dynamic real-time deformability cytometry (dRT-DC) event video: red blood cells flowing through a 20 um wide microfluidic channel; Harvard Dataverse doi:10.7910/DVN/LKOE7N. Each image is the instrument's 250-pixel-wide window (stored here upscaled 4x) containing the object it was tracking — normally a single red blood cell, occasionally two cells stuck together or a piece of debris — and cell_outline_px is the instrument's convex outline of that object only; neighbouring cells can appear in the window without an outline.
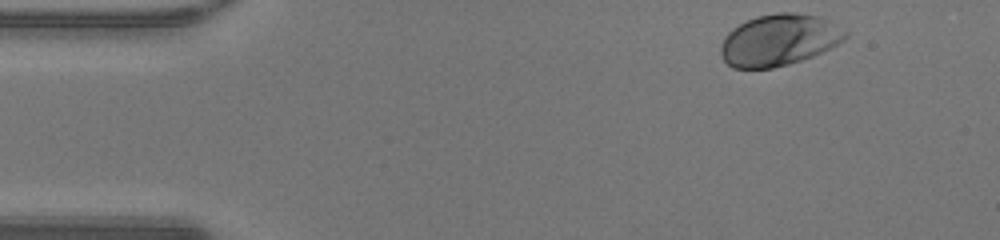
{"species": "human", "species_latin": "Homo sapiens", "temperature_condition": "warm", "stored_images_in_passage": 39, "camera_frame_rate_fps": 3000, "um_per_image_px": 0.085, "donor": {"sex": "male"}, "frame": {"image": 1, "passage_image": 1, "time_ms": 0.0, "image_size_px": [1000, 240], "cell_outline_px": [[848, 36], [844, 40], [812, 56], [788, 64], [772, 68], [732, 68], [724, 60], [720, 52], [720, 48], [724, 36], [732, 28], [756, 16], [776, 12], [796, 12], [816, 16], [828, 20], [848, 32]], "centroid_in_image_um": [66.19, 3.39], "position_along_channel_um": 18.8, "area_um2": 37.22}}
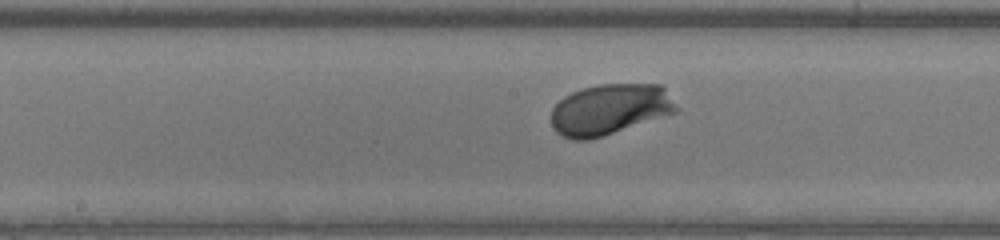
{"frame": {"image": 2, "passage_image": 20, "time_ms": 6.333, "image_size_px": [1000, 240], "cell_outline_px": [[680, 112], [604, 136], [588, 140], [572, 140], [560, 136], [556, 132], [552, 124], [552, 108], [564, 96], [572, 92], [584, 88], [600, 84], [660, 84], [664, 88], [680, 108]], "centroid_in_image_um": [51.87, 9.32], "position_along_channel_um": 196.3, "area_um2": 37.51}}
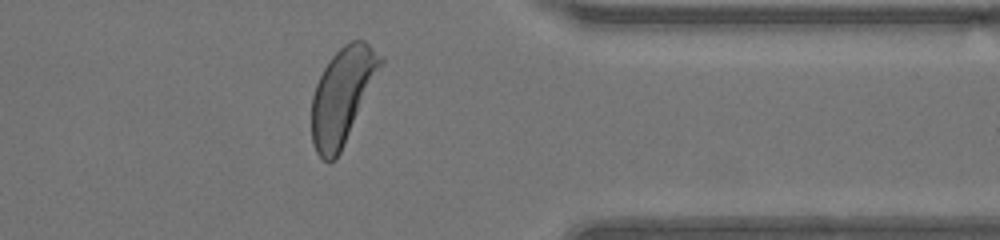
{"frame": {"image": 3, "passage_image": 34, "time_ms": 11.0, "image_size_px": [1000, 240], "cell_outline_px": [[384, 64], [340, 152], [328, 164], [316, 152], [312, 144], [312, 96], [316, 84], [328, 60], [344, 44], [352, 40], [364, 40], [384, 56]], "centroid_in_image_um": [29.12, 8.09], "position_along_channel_um": 382.3, "area_um2": 38.32}, "authors_computed_cell_mechanics": {"area_um2": 36.414, "velocity_mm_per_s": 4.2767, "shape_relaxation_time_tau1_ms": 1.0073, "shape_relaxation_time_tau2_ms": 10.1215, "deformation_change_tau1": 0.1057, "deformation_change_tau2": 0.2524}}